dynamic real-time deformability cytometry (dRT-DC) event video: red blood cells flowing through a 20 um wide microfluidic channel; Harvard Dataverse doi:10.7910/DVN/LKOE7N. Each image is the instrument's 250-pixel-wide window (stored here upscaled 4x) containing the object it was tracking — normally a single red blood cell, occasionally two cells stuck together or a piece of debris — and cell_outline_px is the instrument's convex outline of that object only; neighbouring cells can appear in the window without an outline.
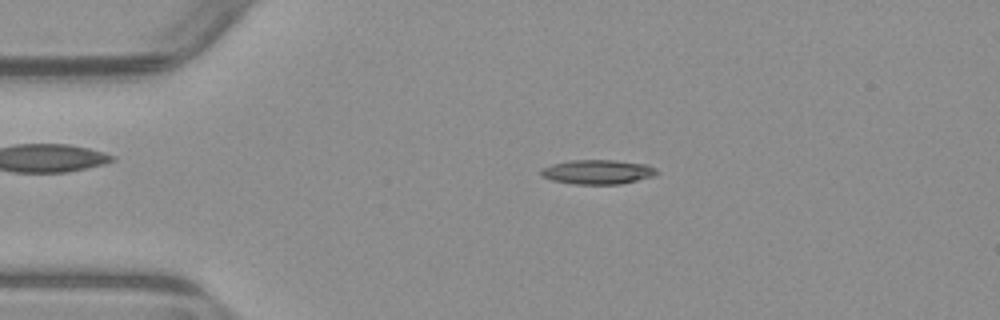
{"species": "common noctule bat (a hibernating species)", "species_latin": "Nyctalus noctula", "temperature_condition": "warm", "stored_images_in_passage": 53, "camera_frame_rate_fps": 3000, "um_per_image_px": 0.085, "animal": {"sex": "male", "body_mass_g": 23.1, "forearm_length_mm": 52.7}, "frame": {"image": 1, "passage_image": 11, "time_ms": 3.333, "image_size_px": [1000, 320], "cell_outline_px": [[660, 172], [656, 176], [620, 184], [572, 184], [552, 180], [540, 176], [540, 168], [552, 164], [568, 160], [612, 160], [648, 164], [656, 168]], "centroid_in_image_um": [50.81, 14.61], "position_along_channel_um": 34.2, "area_um2": 16.76}}
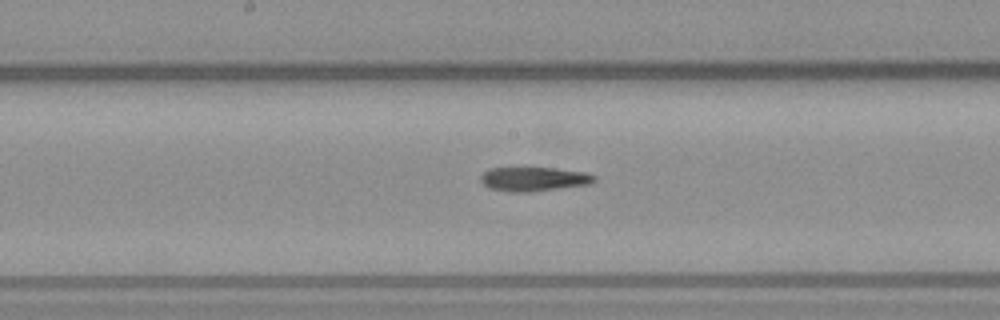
{"frame": {"image": 2, "passage_image": 27, "time_ms": 8.667, "image_size_px": [1000, 320], "cell_outline_px": [[596, 180], [592, 184], [528, 192], [508, 192], [488, 188], [480, 180], [480, 176], [488, 168], [556, 168], [584, 172], [596, 176]], "centroid_in_image_um": [45.37, 15.22], "position_along_channel_um": 202.8, "area_um2": 16.07}}
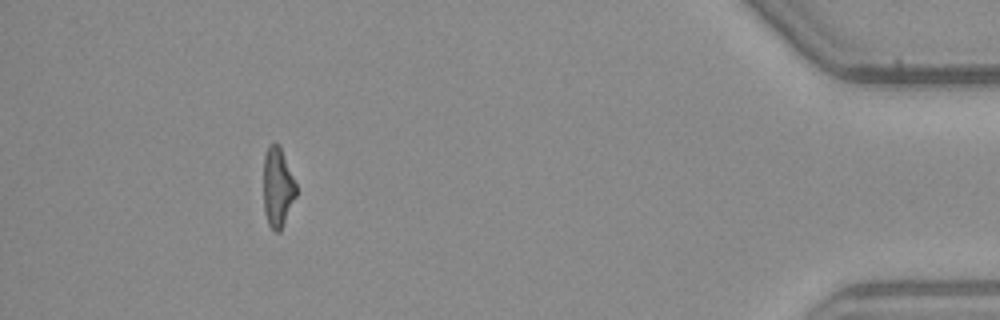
{"frame": {"image": 3, "passage_image": 48, "time_ms": 15.667, "image_size_px": [1000, 320], "cell_outline_px": [[296, 196], [280, 232], [276, 232], [268, 224], [264, 212], [264, 156], [268, 144], [276, 140], [280, 144], [296, 184]], "centroid_in_image_um": [23.59, 15.86], "position_along_channel_um": 411.6, "area_um2": 15.32}}